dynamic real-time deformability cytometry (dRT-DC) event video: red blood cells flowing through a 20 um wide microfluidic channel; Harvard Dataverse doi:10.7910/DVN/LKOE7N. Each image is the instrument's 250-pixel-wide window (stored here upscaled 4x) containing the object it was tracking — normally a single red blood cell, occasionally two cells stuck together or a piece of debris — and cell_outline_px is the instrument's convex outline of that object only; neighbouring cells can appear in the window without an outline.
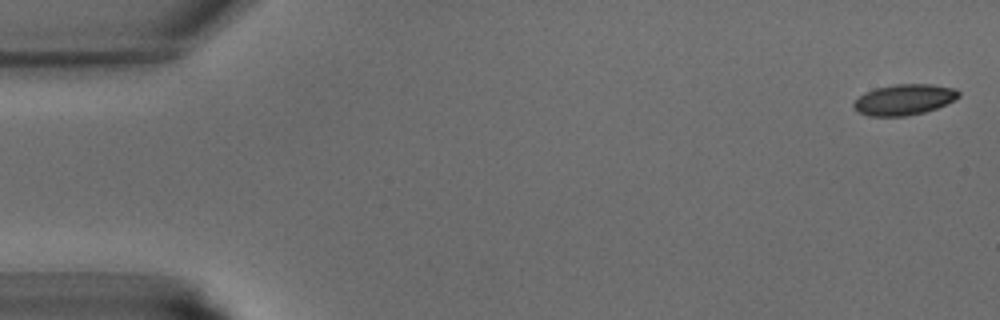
{"species": "common noctule bat (a hibernating species)", "species_latin": "Nyctalus noctula", "temperature_condition": "warm", "stored_images_in_passage": 42, "camera_frame_rate_fps": 3000, "um_per_image_px": 0.085, "animal": {"sex": "male", "body_mass_g": 15.6}, "frame": {"image": 1, "passage_image": 1, "time_ms": 0.0, "image_size_px": [1000, 320], "cell_outline_px": [[960, 96], [936, 108], [924, 112], [908, 116], [868, 116], [860, 112], [852, 104], [864, 92], [876, 88], [896, 84], [932, 84], [956, 88], [960, 92]], "centroid_in_image_um": [76.86, 8.46], "position_along_channel_um": 8.1, "area_um2": 18.67}}
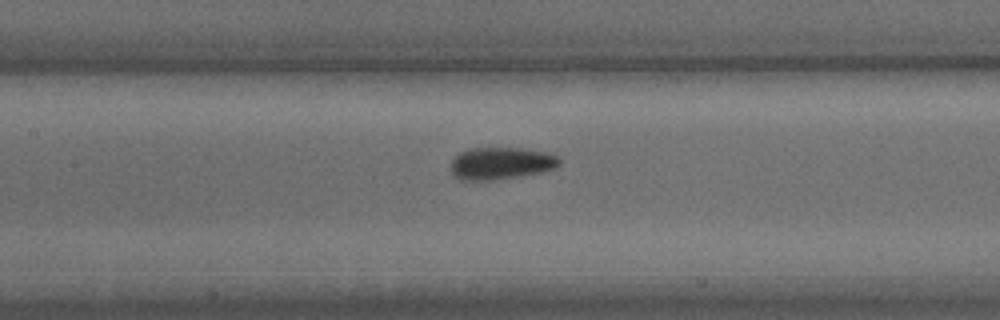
{"frame": {"image": 2, "passage_image": 19, "time_ms": 6.0, "image_size_px": [1000, 320], "cell_outline_px": [[560, 164], [556, 168], [540, 172], [492, 180], [460, 180], [452, 172], [452, 160], [460, 152], [472, 148], [520, 148], [544, 152], [556, 156], [560, 160]], "centroid_in_image_um": [42.58, 13.88], "position_along_channel_um": 164.8, "area_um2": 20.0}}
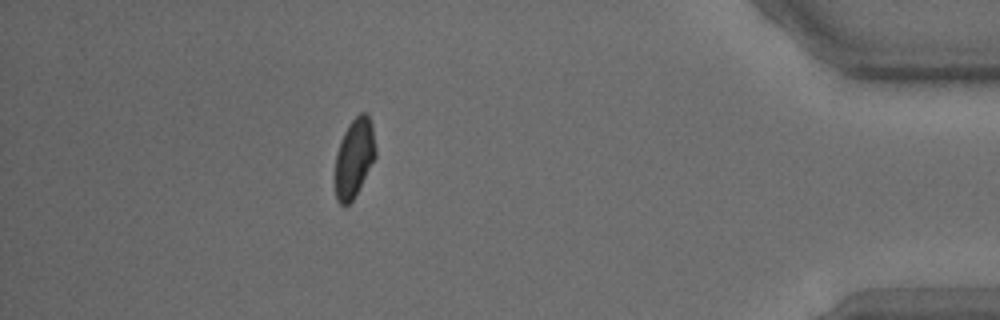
{"frame": {"image": 3, "passage_image": 37, "time_ms": 12.0, "image_size_px": [1000, 320], "cell_outline_px": [[376, 156], [352, 200], [344, 208], [336, 200], [336, 152], [340, 140], [348, 124], [360, 112], [368, 112], [372, 124], [376, 148]], "centroid_in_image_um": [30.11, 13.37], "position_along_channel_um": 405.1, "area_um2": 18.55}}